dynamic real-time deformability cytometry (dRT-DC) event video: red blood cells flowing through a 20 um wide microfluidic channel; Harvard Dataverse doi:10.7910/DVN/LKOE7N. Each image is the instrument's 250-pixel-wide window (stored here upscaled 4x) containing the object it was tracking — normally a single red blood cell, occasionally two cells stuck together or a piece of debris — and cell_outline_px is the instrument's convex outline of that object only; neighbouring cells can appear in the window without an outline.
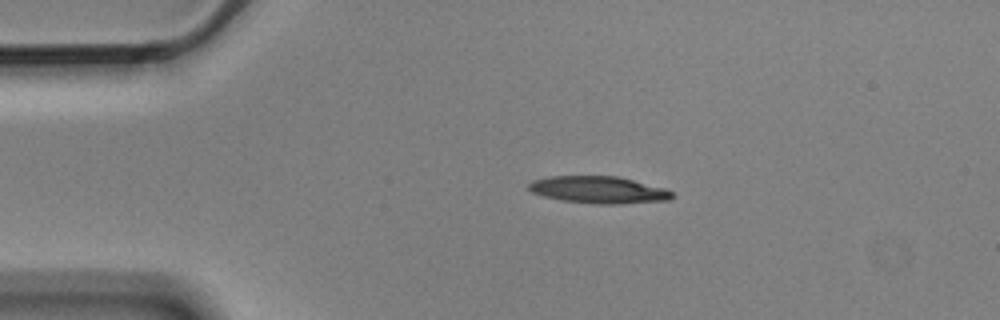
{"species": "Egyptian fruit bat (a non-hibernating species)", "species_latin": "Rousettus aegyptiacus", "temperature_condition": "cold", "stored_images_in_passage": 2, "camera_frame_rate_fps": 3000, "um_per_image_px": 0.085, "animal": {"sex": "male"}, "frame": {"image": 1, "passage_image": 1, "time_ms": 0.0, "image_size_px": [1000, 320], "cell_outline_px": [[676, 196], [668, 200], [620, 204], [600, 204], [564, 200], [544, 196], [532, 192], [528, 188], [528, 184], [532, 180], [548, 176], [620, 176], [664, 188], [672, 192]], "centroid_in_image_um": [50.9, 16.12], "position_along_channel_um": 34.1, "area_um2": 22.6}}